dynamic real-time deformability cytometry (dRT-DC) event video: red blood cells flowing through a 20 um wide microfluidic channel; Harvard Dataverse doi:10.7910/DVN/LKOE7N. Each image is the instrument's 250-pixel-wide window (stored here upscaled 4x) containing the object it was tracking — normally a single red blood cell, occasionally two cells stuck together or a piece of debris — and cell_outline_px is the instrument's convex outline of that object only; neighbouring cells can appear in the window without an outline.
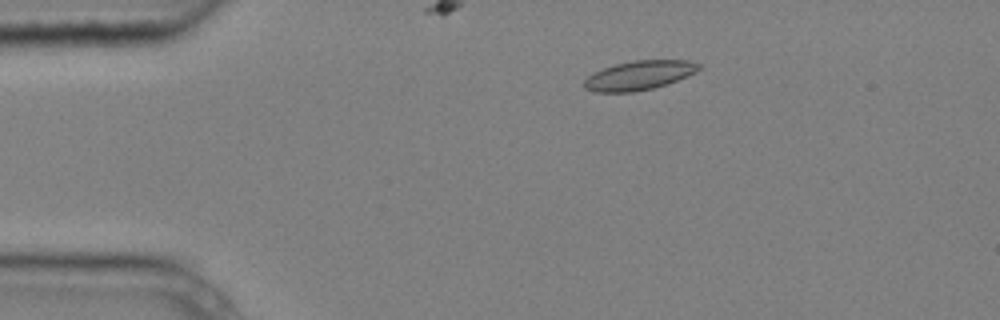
{"species": "common noctule bat (a hibernating species)", "species_latin": "Nyctalus noctula", "temperature_condition": "cold", "stored_images_in_passage": 9, "camera_frame_rate_fps": 3000, "um_per_image_px": 0.085, "animal": {"sex": "male", "body_mass_g": 20.4}, "frame": {"image": 1, "passage_image": 3, "time_ms": 0.667, "image_size_px": [1000, 320], "cell_outline_px": [[700, 68], [696, 72], [668, 84], [652, 88], [632, 92], [596, 92], [584, 88], [584, 80], [592, 72], [616, 64], [636, 60], [688, 60], [700, 64]], "centroid_in_image_um": [54.32, 6.4], "position_along_channel_um": 30.7, "area_um2": 19.42}}
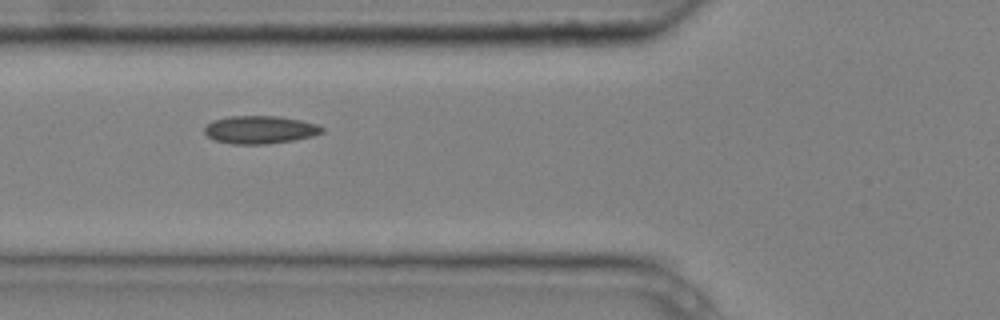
{"frame": {"image": 2, "passage_image": 6, "time_ms": 1.667, "image_size_px": [1000, 320], "cell_outline_px": [[324, 132], [312, 136], [292, 140], [268, 144], [232, 144], [216, 140], [208, 136], [204, 132], [204, 128], [212, 120], [228, 116], [280, 116], [300, 120], [316, 124], [324, 128]], "centroid_in_image_um": [22.09, 11.02], "position_along_channel_um": 103.7, "area_um2": 19.07}}
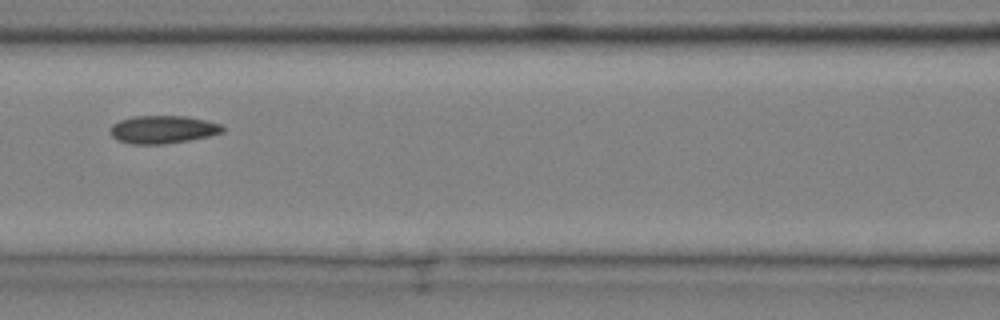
{"frame": {"image": 3, "passage_image": 7, "time_ms": 2.0, "image_size_px": [1000, 320], "cell_outline_px": [[224, 132], [208, 136], [188, 140], [164, 144], [128, 144], [116, 140], [112, 136], [112, 124], [120, 120], [132, 116], [184, 116], [204, 120], [220, 124], [224, 128]], "centroid_in_image_um": [13.82, 11.01], "position_along_channel_um": 152.8, "area_um2": 18.15}}